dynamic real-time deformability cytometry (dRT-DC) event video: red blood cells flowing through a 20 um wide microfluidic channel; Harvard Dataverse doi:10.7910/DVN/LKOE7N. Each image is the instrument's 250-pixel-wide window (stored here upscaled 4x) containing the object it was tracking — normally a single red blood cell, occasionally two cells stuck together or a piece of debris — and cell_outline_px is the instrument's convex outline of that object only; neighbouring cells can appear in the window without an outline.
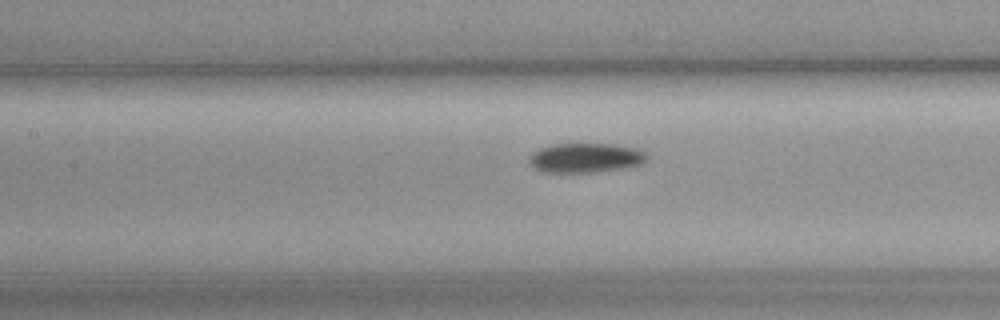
{"species": "common noctule bat (a hibernating species)", "species_latin": "Nyctalus noctula", "temperature_condition": "cold", "stored_images_in_passage": 29, "camera_frame_rate_fps": 3000, "um_per_image_px": 0.085, "animal": {"sex": "female", "body_mass_g": 19.3, "forearm_length_mm": 54.1}, "frame": {"image": 1, "passage_image": 9, "time_ms": 2.667, "image_size_px": [1000, 320], "cell_outline_px": [[648, 160], [640, 164], [624, 168], [592, 172], [544, 172], [536, 168], [528, 160], [532, 152], [540, 148], [552, 144], [616, 144], [636, 148], [648, 152]], "centroid_in_image_um": [49.82, 13.4], "position_along_channel_um": 157.6, "area_um2": 20.29}}
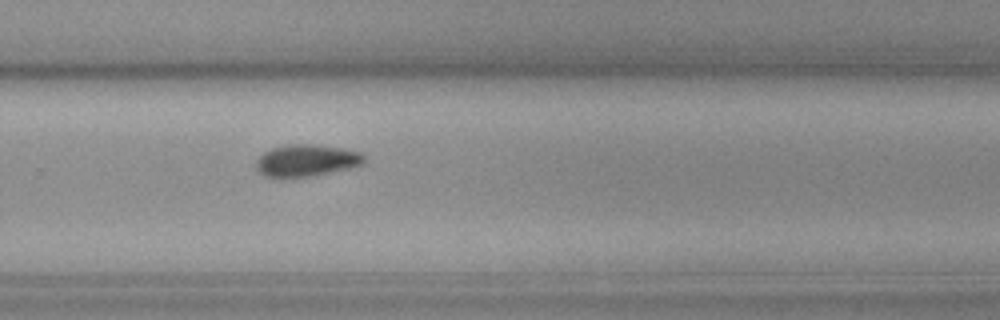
{"frame": {"image": 2, "passage_image": 21, "time_ms": 6.667, "image_size_px": [1000, 320], "cell_outline_px": [[364, 160], [360, 164], [348, 168], [308, 176], [284, 180], [280, 180], [264, 176], [256, 168], [256, 160], [264, 152], [272, 148], [288, 144], [312, 144], [344, 148], [360, 152], [364, 156]], "centroid_in_image_um": [25.96, 13.66], "position_along_channel_um": 303.8, "area_um2": 20.29}}